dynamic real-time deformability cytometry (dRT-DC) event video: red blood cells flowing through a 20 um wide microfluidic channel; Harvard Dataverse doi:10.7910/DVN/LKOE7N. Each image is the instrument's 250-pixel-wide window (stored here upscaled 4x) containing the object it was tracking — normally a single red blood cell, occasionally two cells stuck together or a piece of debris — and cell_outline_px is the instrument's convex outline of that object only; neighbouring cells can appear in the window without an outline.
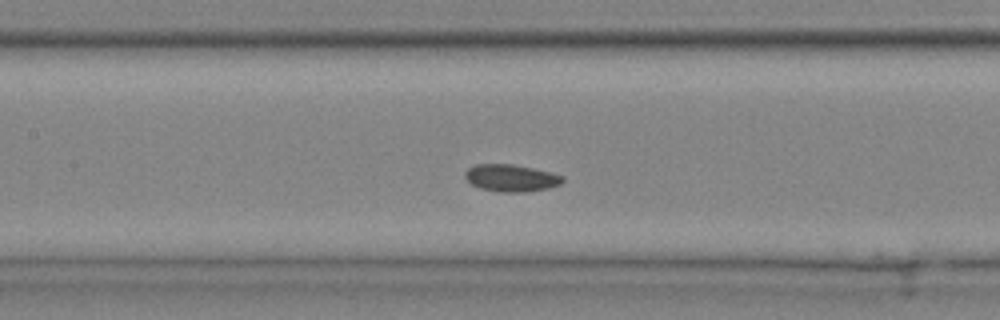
{"species": "common noctule bat (a hibernating species)", "species_latin": "Nyctalus noctula", "temperature_condition": "cold", "stored_images_in_passage": 39, "camera_frame_rate_fps": 3000, "um_per_image_px": 0.085, "animal": {"sex": "male", "body_mass_g": 20.4}, "frame": {"image": 1, "passage_image": 17, "time_ms": 5.333, "image_size_px": [1000, 320], "cell_outline_px": [[564, 180], [560, 184], [548, 188], [524, 192], [500, 192], [480, 188], [472, 184], [464, 176], [464, 172], [468, 168], [476, 164], [512, 164], [532, 168], [564, 176]], "centroid_in_image_um": [43.42, 15.13], "position_along_channel_um": 164.0, "area_um2": 15.32}}
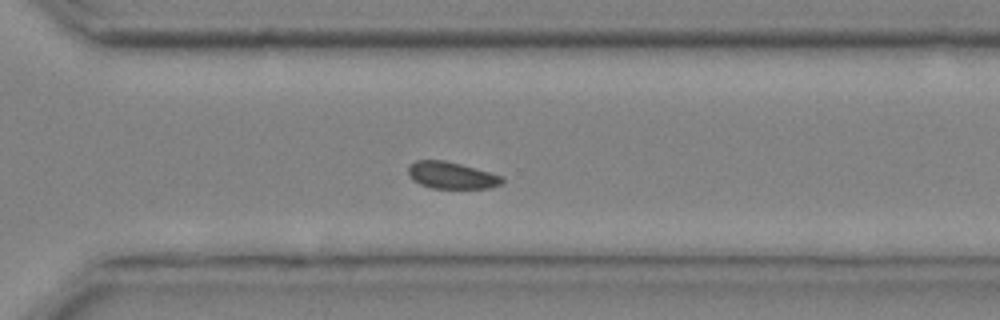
{"frame": {"image": 2, "passage_image": 28, "time_ms": 9.0, "image_size_px": [1000, 320], "cell_outline_px": [[504, 180], [500, 184], [488, 188], [432, 188], [420, 184], [412, 180], [408, 172], [408, 164], [416, 160], [444, 160], [460, 164], [504, 176]], "centroid_in_image_um": [38.35, 14.9], "position_along_channel_um": 332.2, "area_um2": 14.68}}